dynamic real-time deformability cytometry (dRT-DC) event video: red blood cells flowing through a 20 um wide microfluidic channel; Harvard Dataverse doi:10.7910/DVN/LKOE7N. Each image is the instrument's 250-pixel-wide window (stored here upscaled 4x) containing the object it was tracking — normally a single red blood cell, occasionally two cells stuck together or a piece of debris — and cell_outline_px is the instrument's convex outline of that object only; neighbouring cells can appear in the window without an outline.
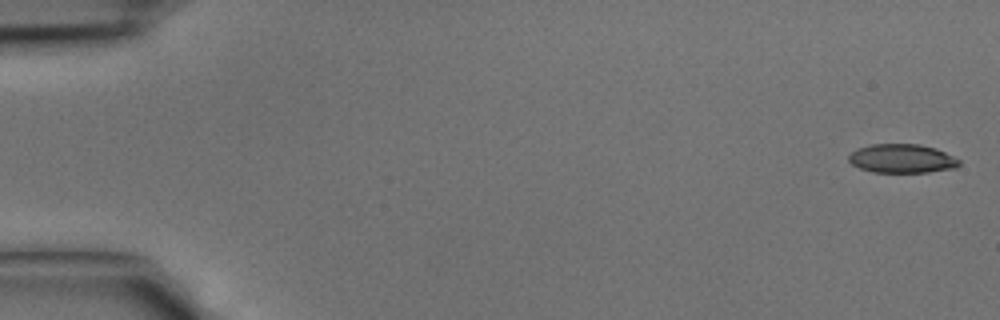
{"species": "common noctule bat (a hibernating species)", "species_latin": "Nyctalus noctula", "temperature_condition": "cold", "stored_images_in_passage": 43, "segment_of_instrument_passage": [1, 2], "camera_frame_rate_fps": 3000, "um_per_image_px": 0.085, "animal": {"sex": "male", "body_mass_g": 15.6}, "frame": {"image": 1, "passage_image": 1, "time_ms": 0.0, "image_size_px": [1000, 320], "cell_outline_px": [[960, 164], [956, 168], [928, 172], [872, 172], [860, 168], [852, 164], [848, 160], [848, 156], [856, 148], [872, 144], [920, 144], [936, 148], [960, 160]], "centroid_in_image_um": [76.66, 13.47], "position_along_channel_um": 8.3, "area_um2": 18.61}}
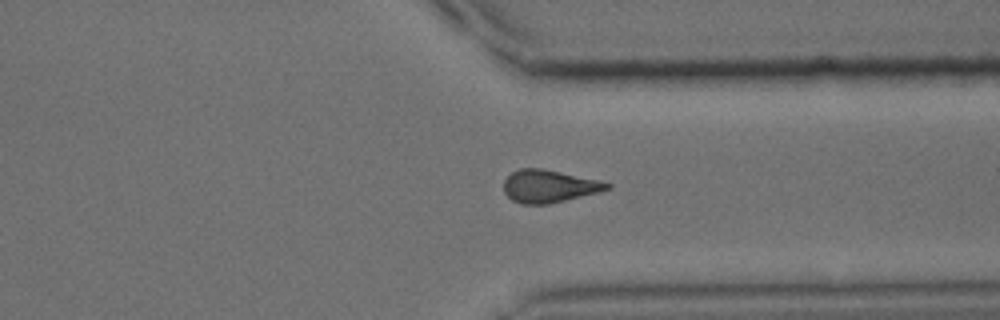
{"frame": {"image": 2, "passage_image": 32, "time_ms": 10.333, "image_size_px": [1000, 320], "cell_outline_px": [[612, 188], [548, 204], [524, 204], [512, 200], [504, 192], [504, 180], [512, 172], [520, 168], [540, 168], [600, 180], [612, 184]], "centroid_in_image_um": [46.65, 15.82], "position_along_channel_um": 364.7, "area_um2": 19.36}}
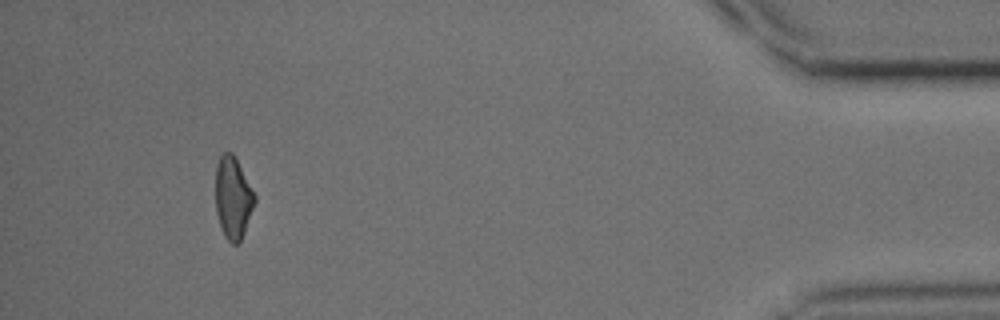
{"frame": {"image": 3, "passage_image": 39, "time_ms": 12.667, "image_size_px": [1000, 320], "cell_outline_px": [[256, 200], [244, 232], [240, 240], [236, 244], [232, 244], [224, 236], [216, 212], [216, 164], [220, 156], [224, 152], [232, 152], [256, 196]], "centroid_in_image_um": [19.79, 16.81], "position_along_channel_um": 415.4, "area_um2": 18.38}}